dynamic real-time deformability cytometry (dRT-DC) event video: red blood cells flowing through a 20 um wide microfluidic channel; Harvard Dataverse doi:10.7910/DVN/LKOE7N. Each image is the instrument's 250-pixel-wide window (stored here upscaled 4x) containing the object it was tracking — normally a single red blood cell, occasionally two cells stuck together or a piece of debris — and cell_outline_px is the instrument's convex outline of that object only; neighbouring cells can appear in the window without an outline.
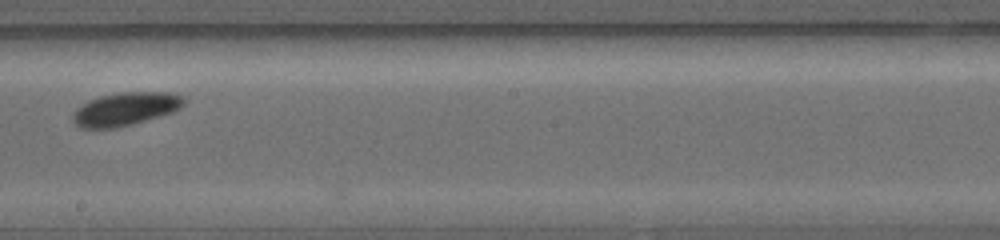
{"species": "common noctule bat (a hibernating species)", "species_latin": "Nyctalus noctula", "temperature_condition": "warm", "stored_images_in_passage": 16, "camera_frame_rate_fps": 5000, "um_per_image_px": 0.085, "animal": {"sex": "female", "body_mass_g": 19.0, "forearm_length_mm": 56.7}, "frame": {"image": 1, "passage_image": 14, "time_ms": 4.6, "image_size_px": [1000, 240], "cell_outline_px": [[184, 104], [180, 108], [172, 112], [132, 124], [116, 128], [80, 128], [72, 120], [72, 112], [76, 108], [88, 100], [100, 96], [120, 92], [168, 92], [184, 96]], "centroid_in_image_um": [10.63, 9.26], "position_along_channel_um": 237.6, "area_um2": 21.5}}
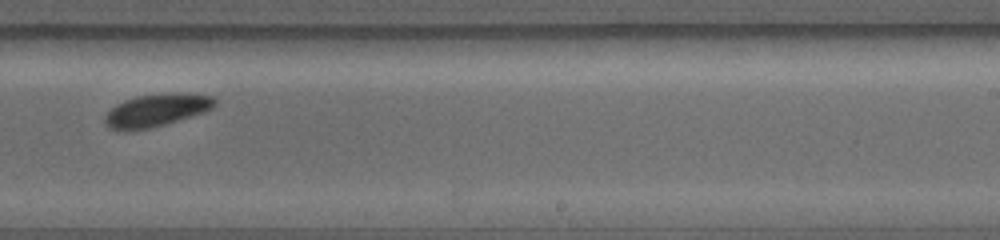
{"frame": {"image": 2, "passage_image": 15, "time_ms": 5.4, "image_size_px": [1000, 240], "cell_outline_px": [[216, 104], [212, 108], [204, 112], [164, 124], [148, 128], [124, 132], [116, 132], [108, 128], [104, 124], [104, 116], [116, 104], [124, 100], [136, 96], [172, 92], [176, 92], [212, 96], [216, 100]], "centroid_in_image_um": [13.23, 9.38], "position_along_channel_um": 275.8, "area_um2": 21.1}}